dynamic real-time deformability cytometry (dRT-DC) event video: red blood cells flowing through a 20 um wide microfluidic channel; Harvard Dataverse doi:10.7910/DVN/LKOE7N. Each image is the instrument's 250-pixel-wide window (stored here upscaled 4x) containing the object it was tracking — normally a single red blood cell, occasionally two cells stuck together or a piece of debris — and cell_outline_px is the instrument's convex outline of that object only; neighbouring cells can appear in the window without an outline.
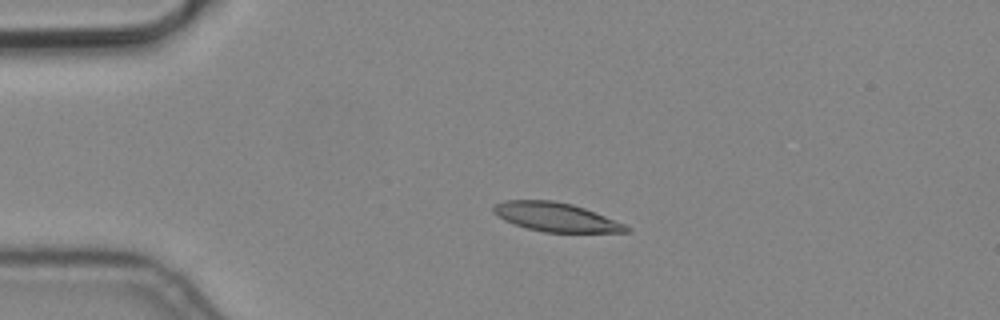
{"species": "common noctule bat (a hibernating species)", "species_latin": "Nyctalus noctula", "temperature_condition": "cold", "stored_images_in_passage": 4, "camera_frame_rate_fps": 3000, "um_per_image_px": 0.085, "animal": {"sex": "male", "body_mass_g": 19.2, "forearm_length_mm": 51.8}, "frame": {"image": 1, "passage_image": 3, "time_ms": 0.667, "image_size_px": [1000, 320], "cell_outline_px": [[632, 232], [544, 232], [528, 228], [504, 220], [492, 212], [492, 204], [504, 200], [552, 200], [572, 204], [584, 208], [624, 224], [632, 228]], "centroid_in_image_um": [47.22, 18.44], "position_along_channel_um": 37.8, "area_um2": 22.25}}